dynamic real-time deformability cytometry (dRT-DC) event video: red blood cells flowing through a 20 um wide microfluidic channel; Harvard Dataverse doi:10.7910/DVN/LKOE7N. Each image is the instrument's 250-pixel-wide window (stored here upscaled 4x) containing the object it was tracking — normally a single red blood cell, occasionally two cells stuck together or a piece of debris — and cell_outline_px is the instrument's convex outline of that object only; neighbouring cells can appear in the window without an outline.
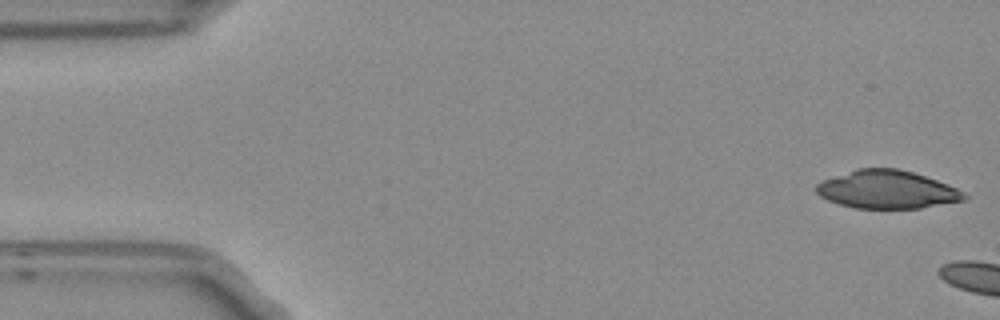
{"species": "Egyptian fruit bat (a non-hibernating species)", "species_latin": "Rousettus aegyptiacus", "temperature_condition": "room temperature", "stored_images_in_passage": 2, "camera_frame_rate_fps": 3000, "um_per_image_px": 0.085, "frame": {"image": 1, "passage_image": 1, "time_ms": 0.0, "image_size_px": [1000, 320], "cell_outline_px": [[968, 196], [964, 200], [920, 208], [856, 208], [840, 204], [828, 200], [820, 196], [816, 192], [816, 184], [820, 180], [856, 168], [896, 168], [912, 172], [948, 184], [964, 192]], "centroid_in_image_um": [75.36, 16.1], "position_along_channel_um": 9.6, "area_um2": 32.77}}